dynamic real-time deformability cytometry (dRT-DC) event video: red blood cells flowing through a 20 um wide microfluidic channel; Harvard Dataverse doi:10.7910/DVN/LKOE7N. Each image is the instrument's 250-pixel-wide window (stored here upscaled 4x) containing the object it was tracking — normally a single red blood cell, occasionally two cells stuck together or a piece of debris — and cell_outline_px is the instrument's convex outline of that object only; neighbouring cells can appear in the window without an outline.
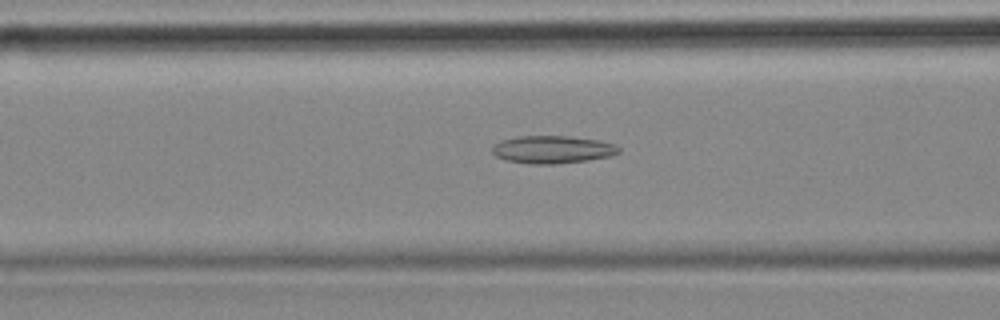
{"species": "common noctule bat (a hibernating species)", "species_latin": "Nyctalus noctula", "temperature_condition": "cold", "stored_images_in_passage": 56, "camera_frame_rate_fps": 3000, "um_per_image_px": 0.085, "animal": {"sex": "female", "body_mass_g": 18.4}, "frame": {"image": 1, "passage_image": 22, "time_ms": 7.0, "image_size_px": [1000, 320], "cell_outline_px": [[620, 152], [608, 156], [588, 160], [556, 164], [536, 164], [508, 160], [496, 156], [492, 152], [492, 144], [500, 140], [516, 136], [568, 136], [600, 140], [616, 144], [620, 148]], "centroid_in_image_um": [46.96, 12.69], "position_along_channel_um": 119.6, "area_um2": 20.46}}
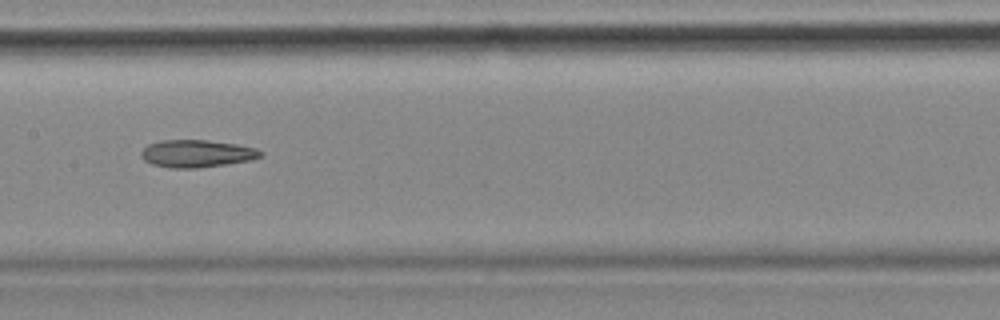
{"frame": {"image": 2, "passage_image": 28, "time_ms": 9.0, "image_size_px": [1000, 320], "cell_outline_px": [[264, 156], [252, 160], [228, 164], [196, 168], [168, 168], [152, 164], [144, 160], [140, 156], [140, 152], [148, 144], [160, 140], [208, 140], [236, 144], [256, 148], [264, 152]], "centroid_in_image_um": [16.74, 13.06], "position_along_channel_um": 190.7, "area_um2": 19.36}}
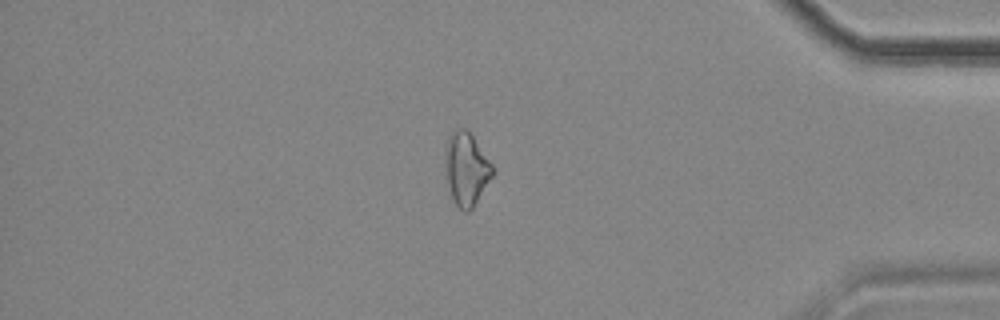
{"frame": {"image": 3, "passage_image": 48, "time_ms": 15.667, "image_size_px": [1000, 320], "cell_outline_px": [[496, 172], [472, 208], [468, 212], [464, 212], [456, 204], [452, 196], [448, 184], [448, 140], [452, 132], [456, 128], [468, 128], [492, 164]], "centroid_in_image_um": [39.72, 14.35], "position_along_channel_um": 395.5, "area_um2": 19.48}}